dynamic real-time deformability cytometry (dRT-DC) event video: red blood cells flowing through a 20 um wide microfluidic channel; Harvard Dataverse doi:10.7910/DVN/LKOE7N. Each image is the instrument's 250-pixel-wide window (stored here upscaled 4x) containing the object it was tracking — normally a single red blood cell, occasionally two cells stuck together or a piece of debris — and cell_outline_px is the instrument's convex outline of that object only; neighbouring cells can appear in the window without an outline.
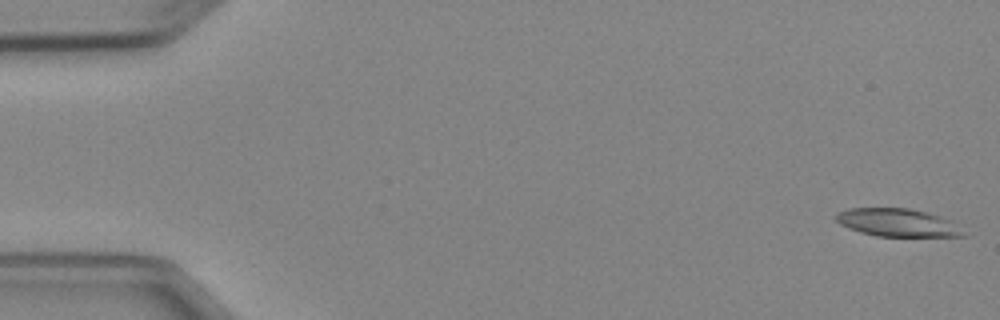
{"species": "Egyptian fruit bat (a non-hibernating species)", "species_latin": "Rousettus aegyptiacus", "temperature_condition": "cold", "stored_images_in_passage": 4, "camera_frame_rate_fps": 3000, "um_per_image_px": 0.085, "animal": {"sex": "female"}, "frame": {"image": 1, "passage_image": 1, "time_ms": 0.0, "image_size_px": [1000, 320], "cell_outline_px": [[968, 236], [876, 236], [860, 232], [848, 228], [840, 224], [832, 216], [836, 212], [848, 208], [908, 208], [928, 212], [952, 220]], "centroid_in_image_um": [76.26, 18.91], "position_along_channel_um": 8.7, "area_um2": 20.92}}